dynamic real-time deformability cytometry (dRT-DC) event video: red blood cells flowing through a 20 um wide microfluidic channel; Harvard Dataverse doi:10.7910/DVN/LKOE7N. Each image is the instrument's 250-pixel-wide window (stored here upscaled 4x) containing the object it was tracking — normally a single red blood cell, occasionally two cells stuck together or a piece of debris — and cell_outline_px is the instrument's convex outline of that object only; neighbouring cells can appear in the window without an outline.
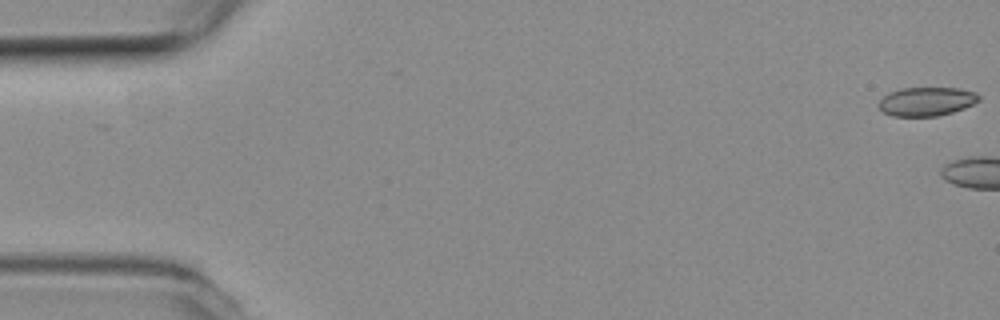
{"species": "common noctule bat (a hibernating species)", "species_latin": "Nyctalus noctula", "temperature_condition": "room temperature", "stored_images_in_passage": 11, "camera_frame_rate_fps": 3000, "um_per_image_px": 0.085, "animal": {"sex": "female", "body_mass_g": 19.3, "forearm_length_mm": 54.1}, "frame": {"image": 1, "passage_image": 1, "time_ms": 0.0, "image_size_px": [1000, 320], "cell_outline_px": [[980, 100], [964, 108], [952, 112], [936, 116], [892, 116], [884, 112], [876, 104], [884, 96], [892, 92], [904, 88], [960, 88], [976, 92], [980, 96]], "centroid_in_image_um": [78.77, 8.62], "position_along_channel_um": 6.2, "area_um2": 16.7}}